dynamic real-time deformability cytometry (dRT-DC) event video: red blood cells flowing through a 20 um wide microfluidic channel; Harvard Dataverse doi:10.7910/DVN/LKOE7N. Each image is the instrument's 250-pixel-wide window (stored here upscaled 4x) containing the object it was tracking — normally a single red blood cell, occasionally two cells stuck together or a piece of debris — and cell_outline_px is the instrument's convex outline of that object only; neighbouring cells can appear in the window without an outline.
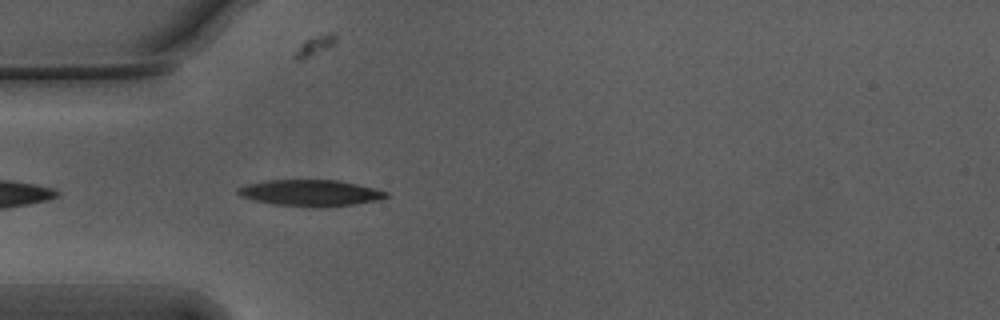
{"species": "Egyptian fruit bat (a non-hibernating species)", "species_latin": "Rousettus aegyptiacus", "temperature_condition": "warm", "stored_images_in_passage": 19, "camera_frame_rate_fps": 3000, "um_per_image_px": 0.085, "animal": {"sex": "male"}, "frame": {"image": 1, "passage_image": 3, "time_ms": 0.667, "image_size_px": [1000, 320], "cell_outline_px": [[388, 196], [380, 200], [356, 204], [324, 208], [312, 208], [272, 204], [252, 200], [240, 196], [236, 192], [236, 188], [244, 184], [264, 180], [340, 180], [376, 188], [388, 192]], "centroid_in_image_um": [26.37, 16.41], "position_along_channel_um": 58.6, "area_um2": 23.41}}
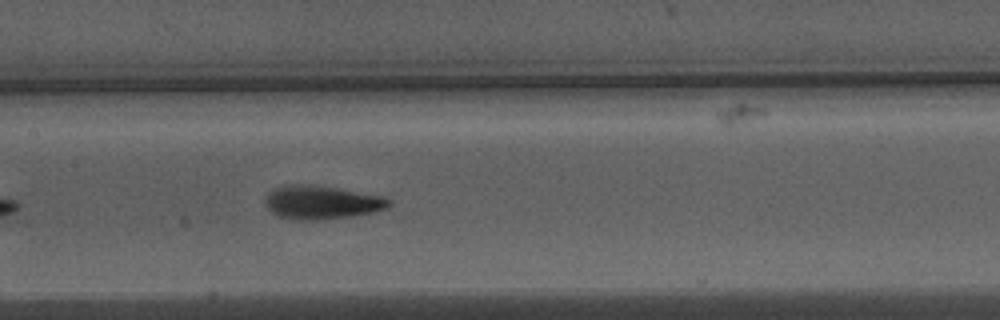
{"frame": {"image": 2, "passage_image": 13, "time_ms": 4.0, "image_size_px": [1000, 320], "cell_outline_px": [[392, 204], [388, 208], [376, 212], [352, 216], [324, 220], [292, 220], [276, 216], [264, 204], [264, 200], [268, 192], [272, 188], [300, 184], [312, 184], [384, 196], [392, 200]], "centroid_in_image_um": [27.35, 17.22], "position_along_channel_um": 180.0, "area_um2": 24.62}}
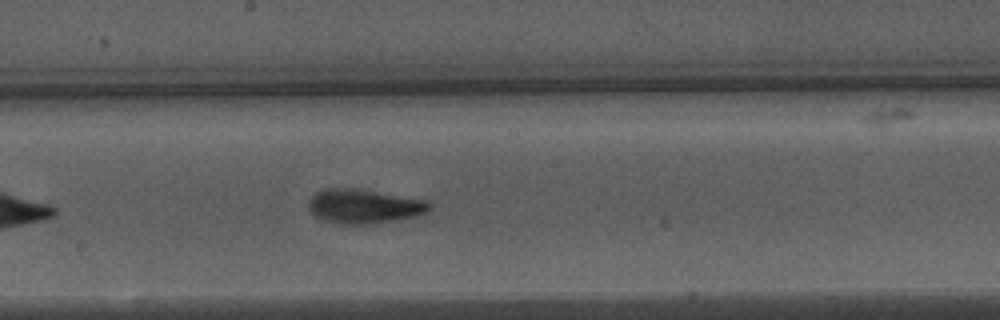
{"frame": {"image": 3, "passage_image": 16, "time_ms": 5.0, "image_size_px": [1000, 320], "cell_outline_px": [[432, 208], [416, 216], [364, 224], [340, 224], [324, 220], [316, 216], [308, 208], [308, 200], [316, 192], [324, 188], [348, 188], [424, 200], [432, 204]], "centroid_in_image_um": [30.87, 17.53], "position_along_channel_um": 217.3, "area_um2": 23.41}}